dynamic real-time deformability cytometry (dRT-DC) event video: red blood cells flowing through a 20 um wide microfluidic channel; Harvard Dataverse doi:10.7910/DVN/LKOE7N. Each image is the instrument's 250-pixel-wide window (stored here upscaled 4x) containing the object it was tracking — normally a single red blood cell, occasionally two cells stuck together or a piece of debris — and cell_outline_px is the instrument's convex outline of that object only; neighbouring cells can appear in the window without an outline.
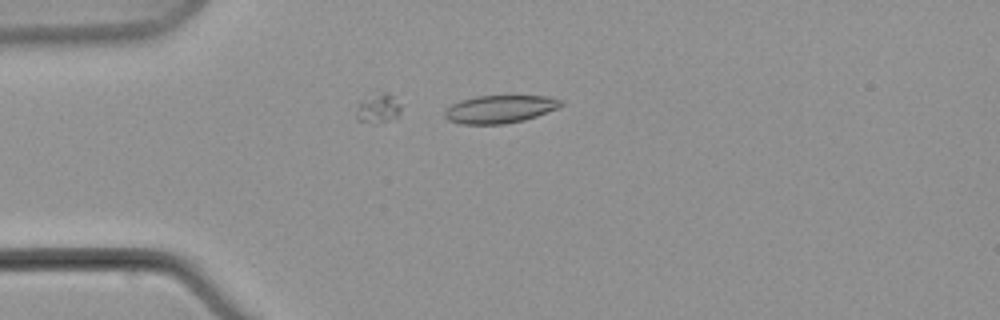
{"species": "common noctule bat (a hibernating species)", "species_latin": "Nyctalus noctula", "temperature_condition": "warm", "stored_images_in_passage": 7, "camera_frame_rate_fps": 3000, "um_per_image_px": 0.085, "animal": {"sex": "male", "body_mass_g": 21.5, "forearm_length_mm": 52.0}, "frame": {"image": 1, "passage_image": 2, "time_ms": 1.333, "image_size_px": [1000, 320], "cell_outline_px": [[564, 104], [556, 108], [536, 116], [524, 120], [504, 124], [460, 124], [448, 120], [444, 116], [444, 112], [452, 104], [460, 100], [476, 96], [548, 96], [564, 100]], "centroid_in_image_um": [42.48, 9.27], "position_along_channel_um": 42.5, "area_um2": 18.84}}
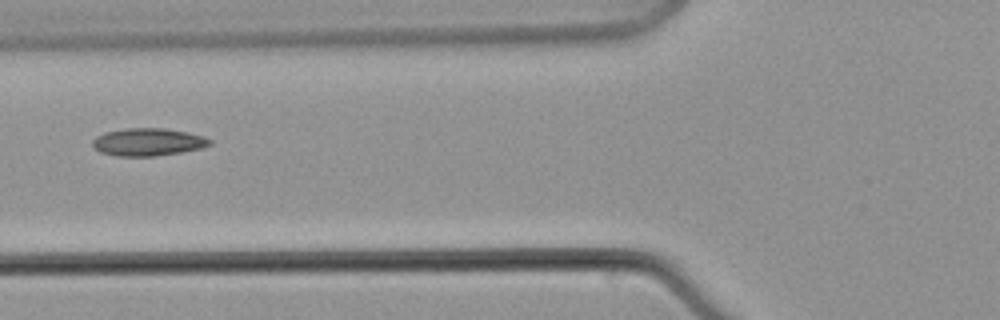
{"frame": {"image": 2, "passage_image": 5, "time_ms": 5.0, "image_size_px": [1000, 320], "cell_outline_px": [[212, 144], [200, 148], [180, 152], [156, 156], [116, 156], [100, 152], [92, 148], [92, 140], [96, 136], [104, 132], [124, 128], [164, 128], [188, 132], [204, 136], [212, 140]], "centroid_in_image_um": [12.55, 12.06], "position_along_channel_um": 113.3, "area_um2": 19.07}}
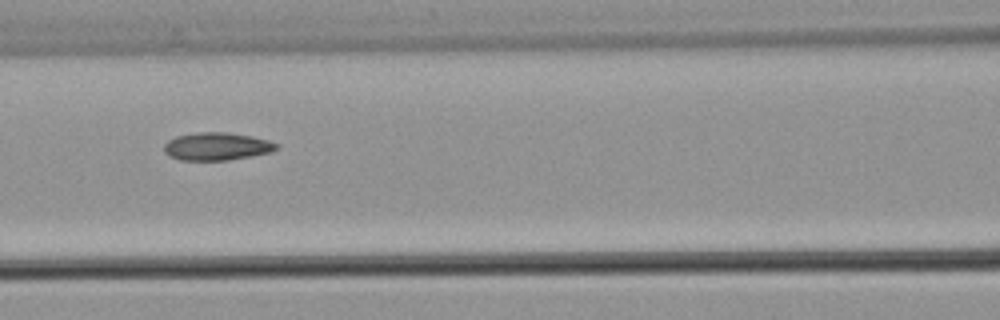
{"frame": {"image": 3, "passage_image": 6, "time_ms": 6.333, "image_size_px": [1000, 320], "cell_outline_px": [[280, 148], [268, 152], [228, 160], [180, 160], [168, 156], [164, 152], [164, 144], [168, 140], [176, 136], [200, 132], [228, 132], [252, 136], [268, 140], [280, 144]], "centroid_in_image_um": [18.41, 12.44], "position_along_channel_um": 148.2, "area_um2": 18.21}}